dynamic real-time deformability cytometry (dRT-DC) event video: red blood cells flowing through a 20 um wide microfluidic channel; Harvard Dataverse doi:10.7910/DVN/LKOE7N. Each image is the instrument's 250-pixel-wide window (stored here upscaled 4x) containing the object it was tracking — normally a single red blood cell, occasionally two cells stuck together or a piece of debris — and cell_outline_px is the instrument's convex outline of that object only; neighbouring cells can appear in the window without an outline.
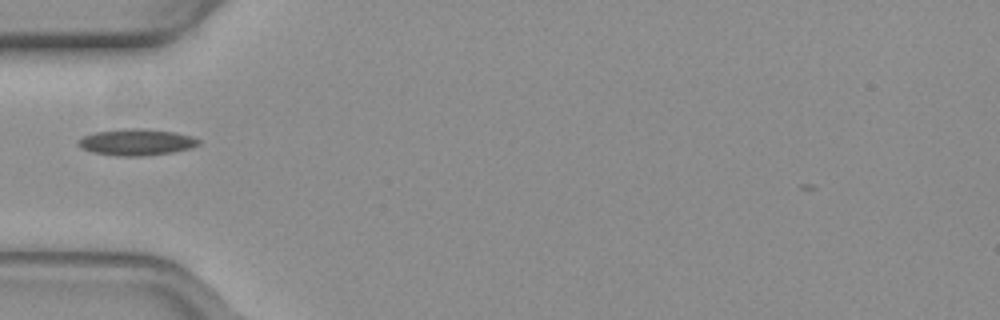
{"species": "common noctule bat (a hibernating species)", "species_latin": "Nyctalus noctula", "temperature_condition": "warm", "stored_images_in_passage": 32, "camera_frame_rate_fps": 3000, "um_per_image_px": 0.085, "animal": {"sex": "female", "body_mass_g": 19.3, "forearm_length_mm": 54.1}, "frame": {"image": 1, "passage_image": 1, "time_ms": 0.0, "image_size_px": [1000, 320], "cell_outline_px": [[200, 144], [188, 148], [172, 152], [144, 156], [116, 156], [92, 152], [76, 144], [84, 136], [96, 132], [124, 128], [144, 128], [176, 132], [192, 136], [200, 140]], "centroid_in_image_um": [11.62, 12.07], "position_along_channel_um": 73.4, "area_um2": 18.5}}
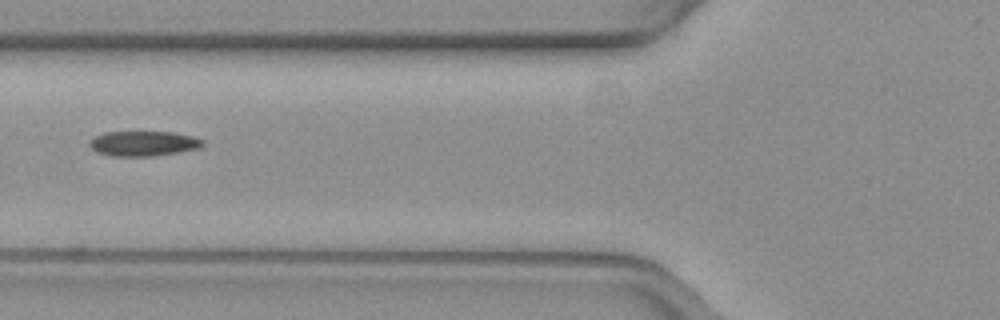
{"frame": {"image": 2, "passage_image": 4, "time_ms": 1.0, "image_size_px": [1000, 320], "cell_outline_px": [[204, 144], [196, 148], [176, 152], [152, 156], [112, 156], [96, 152], [88, 144], [88, 140], [92, 136], [104, 132], [172, 132], [192, 136], [204, 140]], "centroid_in_image_um": [12.1, 12.19], "position_along_channel_um": 113.7, "area_um2": 16.47}}
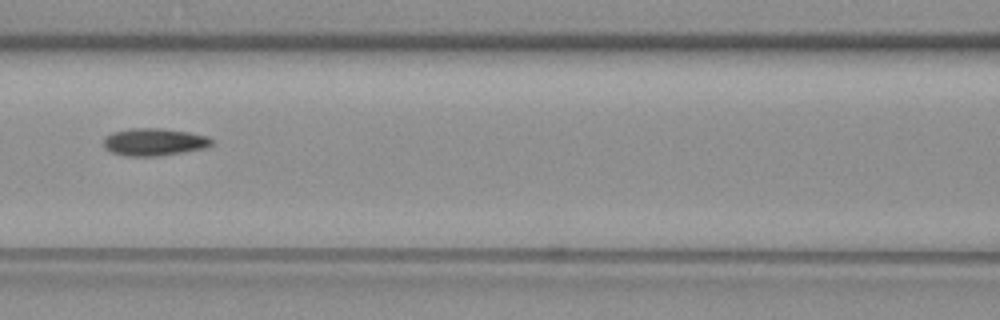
{"frame": {"image": 3, "passage_image": 7, "time_ms": 2.0, "image_size_px": [1000, 320], "cell_outline_px": [[212, 144], [204, 148], [184, 152], [160, 156], [128, 156], [112, 152], [104, 148], [104, 140], [112, 132], [132, 128], [160, 128], [188, 132], [208, 136], [212, 140]], "centroid_in_image_um": [13.11, 12.07], "position_along_channel_um": 153.5, "area_um2": 17.17}}